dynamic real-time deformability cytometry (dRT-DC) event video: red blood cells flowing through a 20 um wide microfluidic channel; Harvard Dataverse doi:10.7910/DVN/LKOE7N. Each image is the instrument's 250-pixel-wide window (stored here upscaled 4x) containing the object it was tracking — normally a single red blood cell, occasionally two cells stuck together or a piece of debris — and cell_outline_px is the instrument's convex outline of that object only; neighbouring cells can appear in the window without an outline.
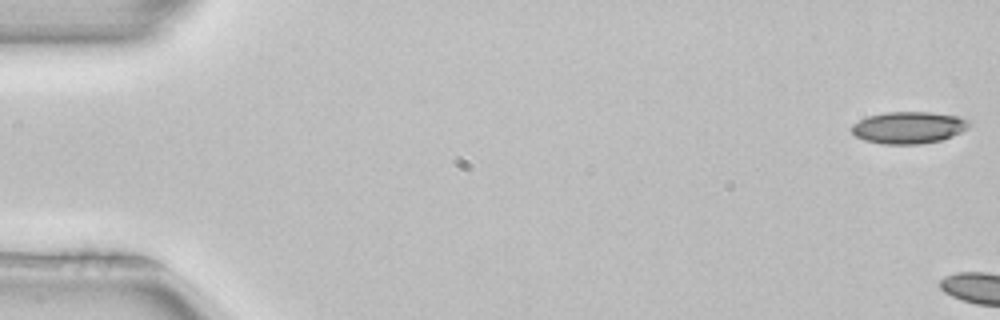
{"species": "common noctule bat (a hibernating species)", "species_latin": "Nyctalus noctula", "temperature_condition": "room temperature", "stored_images_in_passage": 5, "camera_frame_rate_fps": 3000, "um_per_image_px": 0.085, "animal": {"sex": "female", "body_mass_g": 22.7, "forearm_length_mm": 54.2}, "frame": {"image": 1, "passage_image": 1, "time_ms": 0.0, "image_size_px": [1000, 320], "cell_outline_px": [[972, 120], [968, 128], [952, 136], [940, 140], [920, 144], [880, 144], [864, 140], [856, 136], [852, 132], [852, 124], [868, 116], [884, 112], [928, 112], [960, 116]], "centroid_in_image_um": [77.26, 10.84], "position_along_channel_um": 7.7, "area_um2": 21.96}}